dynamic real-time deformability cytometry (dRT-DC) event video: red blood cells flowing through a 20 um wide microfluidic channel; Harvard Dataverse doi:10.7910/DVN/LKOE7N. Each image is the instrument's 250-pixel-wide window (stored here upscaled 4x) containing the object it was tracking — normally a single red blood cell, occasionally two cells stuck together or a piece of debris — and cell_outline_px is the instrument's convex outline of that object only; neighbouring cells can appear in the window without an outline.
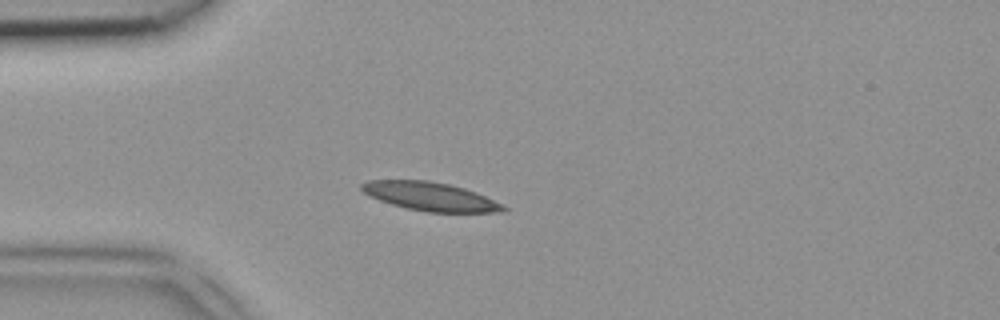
{"species": "common noctule bat (a hibernating species)", "species_latin": "Nyctalus noctula", "temperature_condition": "room temperature", "stored_images_in_passage": 46, "camera_frame_rate_fps": 3000, "um_per_image_px": 0.085, "animal": {"sex": "female", "body_mass_g": 18.4}, "frame": {"image": 1, "passage_image": 12, "time_ms": 3.667, "image_size_px": [1000, 320], "cell_outline_px": [[508, 208], [504, 212], [428, 212], [408, 208], [392, 204], [368, 196], [360, 188], [360, 184], [368, 180], [428, 180], [448, 184], [464, 188], [476, 192], [504, 204]], "centroid_in_image_um": [36.59, 16.69], "position_along_channel_um": 48.4, "area_um2": 23.58}}
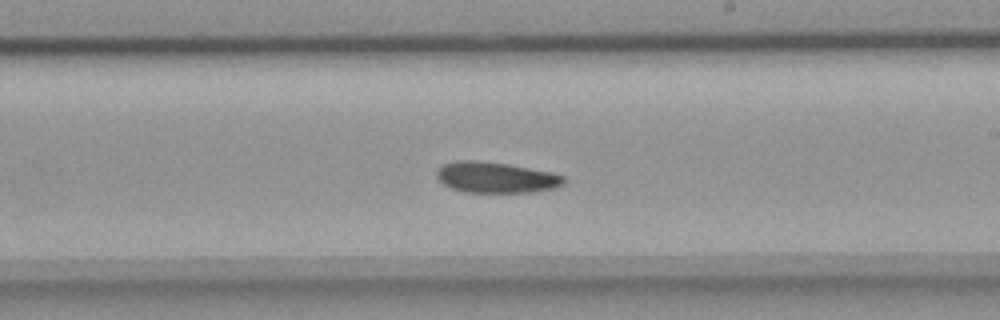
{"frame": {"image": 2, "passage_image": 27, "time_ms": 8.667, "image_size_px": [1000, 320], "cell_outline_px": [[568, 180], [564, 184], [556, 188], [532, 192], [464, 192], [452, 188], [444, 184], [436, 176], [436, 168], [444, 164], [460, 160], [476, 160], [508, 164], [552, 172], [564, 176]], "centroid_in_image_um": [42.19, 15.08], "position_along_channel_um": 246.8, "area_um2": 23.0}}
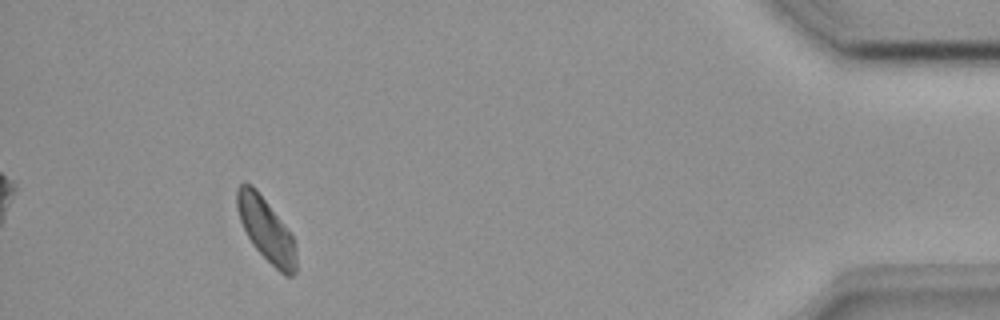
{"frame": {"image": 3, "passage_image": 43, "time_ms": 14.0, "image_size_px": [1000, 320], "cell_outline_px": [[296, 272], [292, 276], [284, 276], [252, 244], [240, 220], [236, 204], [236, 188], [240, 184], [252, 184], [256, 188], [292, 236], [296, 248]], "centroid_in_image_um": [22.61, 19.52], "position_along_channel_um": 412.6, "area_um2": 21.39}}